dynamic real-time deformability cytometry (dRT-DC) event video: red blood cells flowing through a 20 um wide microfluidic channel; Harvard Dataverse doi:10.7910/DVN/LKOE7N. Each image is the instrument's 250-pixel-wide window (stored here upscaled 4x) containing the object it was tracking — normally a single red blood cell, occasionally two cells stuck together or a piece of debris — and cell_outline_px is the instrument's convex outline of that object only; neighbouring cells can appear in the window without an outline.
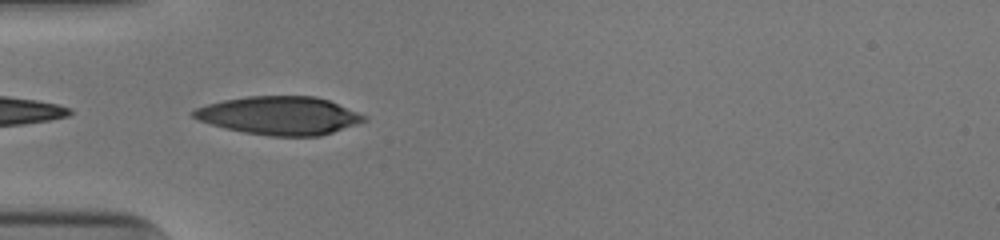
{"species": "human", "species_latin": "Homo sapiens", "temperature_condition": "cold", "stored_images_in_passage": 36, "camera_frame_rate_fps": 3000, "um_per_image_px": 0.085, "donor": {"sex": "male"}, "frame": {"image": 1, "passage_image": 1, "time_ms": 0.0, "image_size_px": [1000, 240], "cell_outline_px": [[368, 120], [320, 136], [268, 136], [244, 132], [224, 128], [200, 120], [192, 116], [188, 112], [196, 108], [208, 104], [224, 100], [248, 96], [316, 96], [328, 100], [368, 116]], "centroid_in_image_um": [23.75, 9.82], "position_along_channel_um": 61.2, "area_um2": 37.92}}
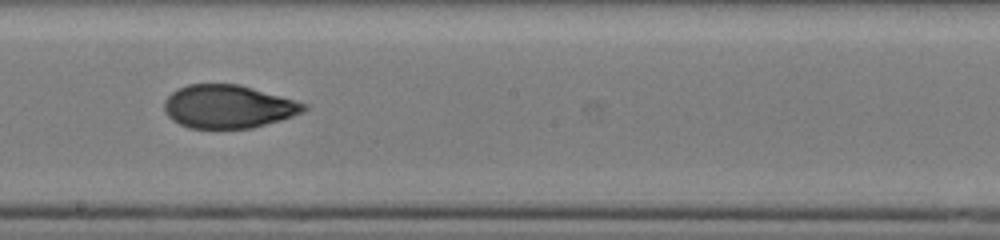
{"frame": {"image": 2, "passage_image": 14, "time_ms": 4.333, "image_size_px": [1000, 240], "cell_outline_px": [[308, 108], [304, 112], [280, 120], [252, 128], [188, 128], [172, 120], [164, 112], [164, 100], [176, 88], [188, 84], [240, 84], [308, 104]], "centroid_in_image_um": [19.38, 9.05], "position_along_channel_um": 228.8, "area_um2": 35.26}}
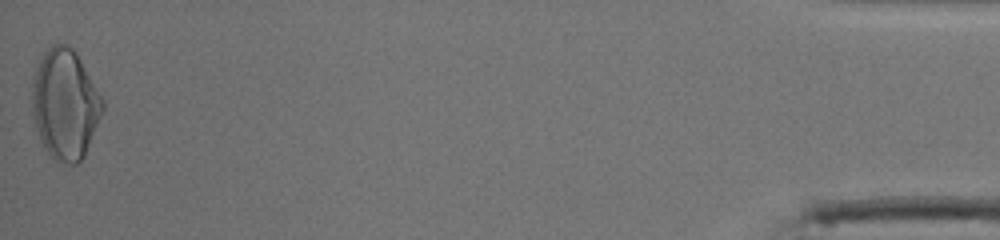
{"frame": {"image": 3, "passage_image": 36, "time_ms": 11.667, "image_size_px": [1000, 240], "cell_outline_px": [[104, 108], [84, 156], [76, 164], [68, 164], [56, 160], [44, 148], [40, 140], [32, 112], [32, 76], [44, 52], [52, 44], [68, 44], [76, 52], [104, 100]], "centroid_in_image_um": [5.52, 8.84], "position_along_channel_um": 429.7, "area_um2": 45.08}, "authors_computed_cell_mechanics": {"area_um2": 36.2406, "velocity_mm_per_s": 3.9582, "shape_relaxation_time_tau1_ms": 10.9424, "shape_relaxation_time_tau2_ms": 1.9967, "deformation_change_tau1": 0.2863, "deformation_change_tau2": 0.0733}}